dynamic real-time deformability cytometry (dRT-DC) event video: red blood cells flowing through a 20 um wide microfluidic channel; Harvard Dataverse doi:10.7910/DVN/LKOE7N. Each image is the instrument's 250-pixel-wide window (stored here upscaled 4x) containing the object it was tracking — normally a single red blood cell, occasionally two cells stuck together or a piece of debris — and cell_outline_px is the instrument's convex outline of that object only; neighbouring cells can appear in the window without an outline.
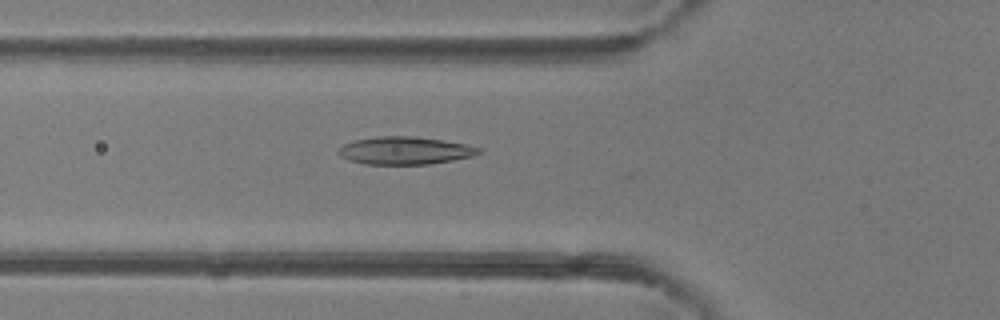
{"species": "common noctule bat (a hibernating species)", "species_latin": "Nyctalus noctula", "temperature_condition": "room temperature", "stored_images_in_passage": 37, "camera_frame_rate_fps": 3000, "um_per_image_px": 0.085, "animal": {"sex": "female"}, "frame": {"image": 1, "passage_image": 6, "time_ms": 1.667, "image_size_px": [1000, 320], "cell_outline_px": [[484, 152], [472, 156], [452, 160], [428, 164], [364, 164], [348, 160], [340, 156], [336, 152], [344, 144], [356, 140], [376, 136], [412, 136], [444, 140], [468, 144], [484, 148]], "centroid_in_image_um": [34.47, 12.79], "position_along_channel_um": 91.3, "area_um2": 22.83}}
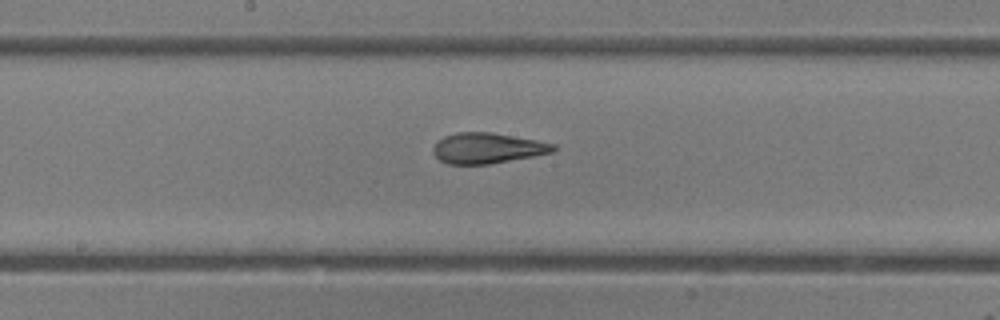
{"frame": {"image": 2, "passage_image": 14, "time_ms": 4.333, "image_size_px": [1000, 320], "cell_outline_px": [[556, 148], [552, 152], [532, 156], [488, 164], [448, 164], [440, 160], [432, 152], [432, 148], [444, 136], [456, 132], [492, 132], [536, 140], [556, 144]], "centroid_in_image_um": [41.41, 12.58], "position_along_channel_um": 206.8, "area_um2": 21.21}}
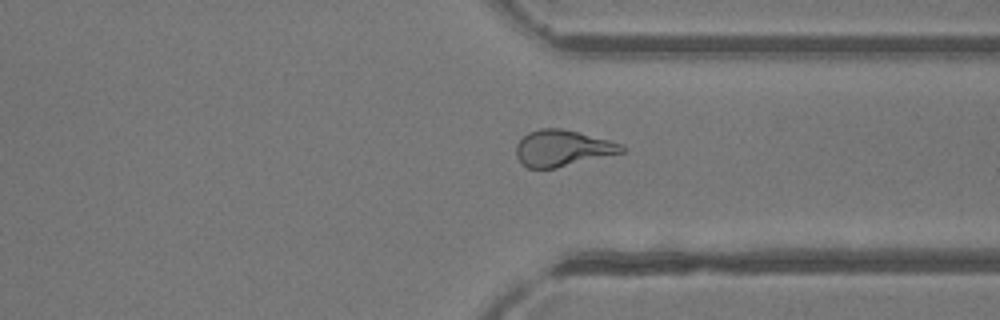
{"frame": {"image": 3, "passage_image": 25, "time_ms": 8.0, "image_size_px": [1000, 320], "cell_outline_px": [[628, 148], [624, 152], [556, 168], [528, 168], [516, 156], [516, 144], [528, 132], [540, 128], [560, 128], [608, 140], [620, 144]], "centroid_in_image_um": [47.8, 12.6], "position_along_channel_um": 363.6, "area_um2": 22.02}, "authors_computed_cell_mechanics": {"area_um2": 22.0218, "velocity_mm_per_s": 4.296, "shape_relaxation_time_tau1_ms": 10.1227, "shape_relaxation_time_tau2_ms": 1.5915, "deformation_change_tau1": 0.2656, "deformation_change_tau2": 0.1044}}